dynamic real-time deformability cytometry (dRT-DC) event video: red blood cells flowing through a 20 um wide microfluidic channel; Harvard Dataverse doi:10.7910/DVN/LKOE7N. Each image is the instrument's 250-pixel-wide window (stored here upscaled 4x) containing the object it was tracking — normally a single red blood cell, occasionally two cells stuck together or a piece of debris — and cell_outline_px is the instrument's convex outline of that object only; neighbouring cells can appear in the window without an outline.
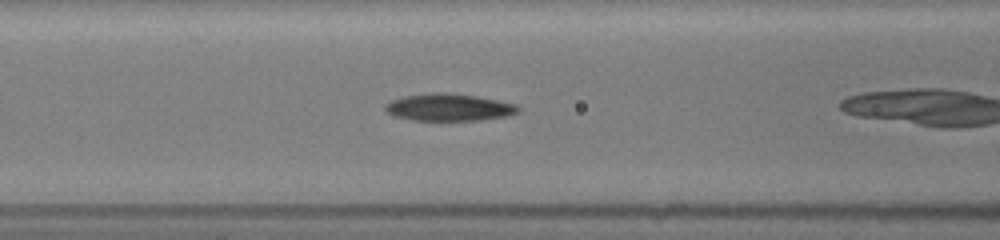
{"species": "common noctule bat (a hibernating species)", "species_latin": "Nyctalus noctula", "temperature_condition": "room temperature", "stored_images_in_passage": 8, "camera_frame_rate_fps": 3000, "um_per_image_px": 0.085, "animal": {"sex": "female", "body_mass_g": 19.5, "forearm_length_mm": 54.1}, "frame": {"image": 1, "passage_image": 7, "time_ms": 1.667, "image_size_px": [1000, 240], "cell_outline_px": [[520, 108], [516, 112], [504, 116], [480, 120], [412, 120], [396, 116], [388, 112], [384, 108], [392, 100], [404, 96], [432, 92], [444, 92], [476, 96], [516, 104]], "centroid_in_image_um": [38.15, 9.11], "position_along_channel_um": 128.5, "area_um2": 20.69}}